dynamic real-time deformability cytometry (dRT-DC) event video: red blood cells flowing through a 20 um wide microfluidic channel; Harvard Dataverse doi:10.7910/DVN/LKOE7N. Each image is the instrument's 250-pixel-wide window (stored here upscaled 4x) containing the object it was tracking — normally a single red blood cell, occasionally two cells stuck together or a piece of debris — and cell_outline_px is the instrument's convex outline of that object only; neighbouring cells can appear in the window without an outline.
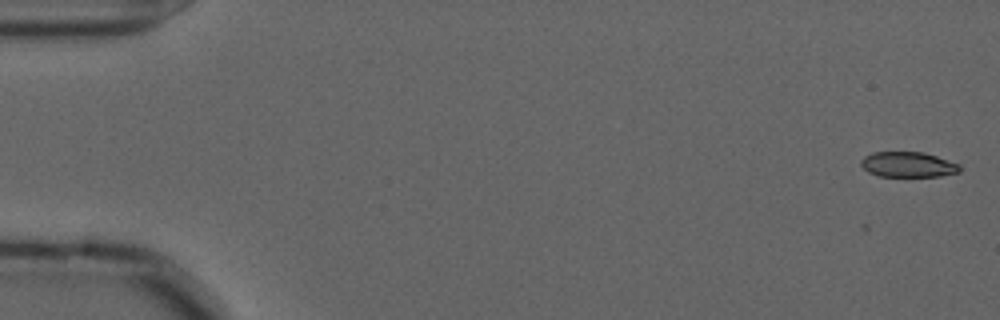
{"species": "common noctule bat (a hibernating species)", "species_latin": "Nyctalus noctula", "temperature_condition": "cold", "stored_images_in_passage": 3, "camera_frame_rate_fps": 3000, "um_per_image_px": 0.085, "animal": {"sex": "male", "forearm_length_mm": 52.5}, "frame": {"image": 1, "passage_image": 1, "time_ms": 0.0, "image_size_px": [1000, 320], "cell_outline_px": [[960, 172], [940, 176], [880, 176], [868, 172], [860, 164], [860, 160], [864, 156], [872, 152], [924, 152], [960, 164]], "centroid_in_image_um": [77.17, 13.98], "position_along_channel_um": 7.8, "area_um2": 14.57}}